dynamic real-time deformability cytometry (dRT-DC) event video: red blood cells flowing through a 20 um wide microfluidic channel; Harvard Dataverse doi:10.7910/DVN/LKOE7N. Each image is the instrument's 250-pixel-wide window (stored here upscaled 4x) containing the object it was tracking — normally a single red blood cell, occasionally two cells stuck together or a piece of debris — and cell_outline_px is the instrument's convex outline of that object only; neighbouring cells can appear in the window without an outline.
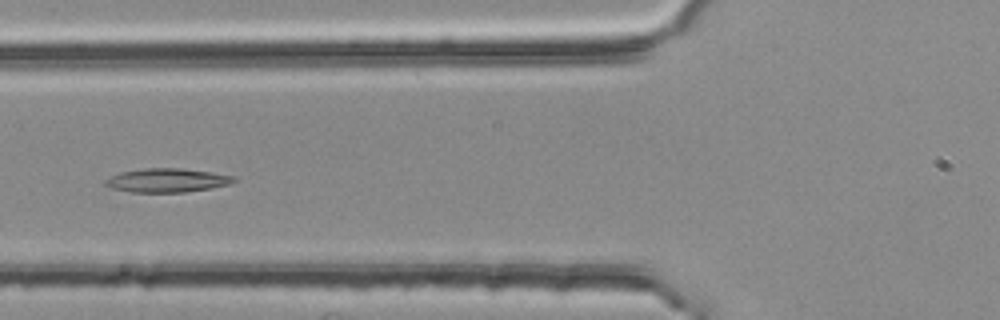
{"species": "common noctule bat (a hibernating species)", "species_latin": "Nyctalus noctula", "temperature_condition": "room temperature", "stored_images_in_passage": 53, "camera_frame_rate_fps": 3000, "um_per_image_px": 0.085, "animal": {"sex": "female", "body_mass_g": 25.1}, "frame": {"image": 1, "passage_image": 21, "time_ms": 6.667, "image_size_px": [1000, 320], "cell_outline_px": [[236, 180], [228, 184], [212, 188], [184, 192], [132, 192], [112, 188], [104, 184], [104, 180], [120, 172], [144, 168], [180, 168], [212, 172], [236, 176]], "centroid_in_image_um": [14.21, 15.32], "position_along_channel_um": 111.6, "area_um2": 17.8}}
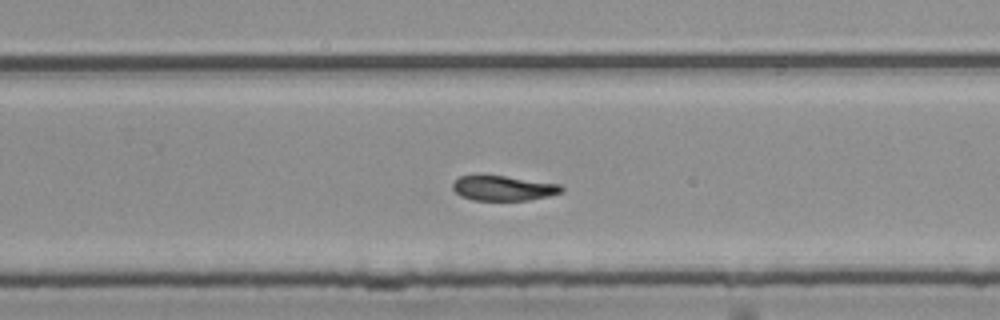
{"frame": {"image": 2, "passage_image": 35, "time_ms": 11.333, "image_size_px": [1000, 320], "cell_outline_px": [[564, 188], [560, 192], [548, 196], [528, 200], [472, 200], [460, 196], [452, 188], [452, 184], [460, 176], [480, 172], [560, 184]], "centroid_in_image_um": [42.71, 15.95], "position_along_channel_um": 287.1, "area_um2": 16.3}}
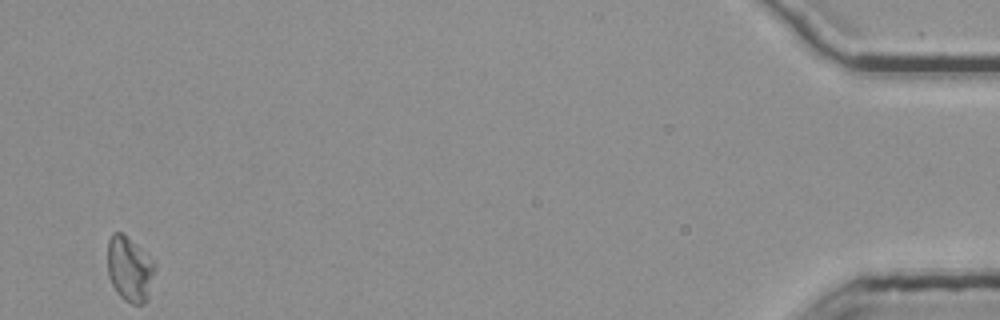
{"frame": {"image": 3, "passage_image": 53, "time_ms": 17.333, "image_size_px": [1000, 320], "cell_outline_px": [[156, 268], [148, 300], [144, 304], [132, 304], [124, 300], [116, 292], [108, 276], [108, 240], [112, 232], [124, 232], [156, 264]], "centroid_in_image_um": [11.03, 22.87], "position_along_channel_um": 424.2, "area_um2": 18.21}, "authors_computed_cell_mechanics": {"area_um2": 17.4556, "velocity_mm_per_s": 3.7658, "shape_relaxation_time_tau1_ms": null, "shape_relaxation_time_tau2_ms": 4.3116, "deformation_change_tau1": null, "deformation_change_tau2": 0.1136}}